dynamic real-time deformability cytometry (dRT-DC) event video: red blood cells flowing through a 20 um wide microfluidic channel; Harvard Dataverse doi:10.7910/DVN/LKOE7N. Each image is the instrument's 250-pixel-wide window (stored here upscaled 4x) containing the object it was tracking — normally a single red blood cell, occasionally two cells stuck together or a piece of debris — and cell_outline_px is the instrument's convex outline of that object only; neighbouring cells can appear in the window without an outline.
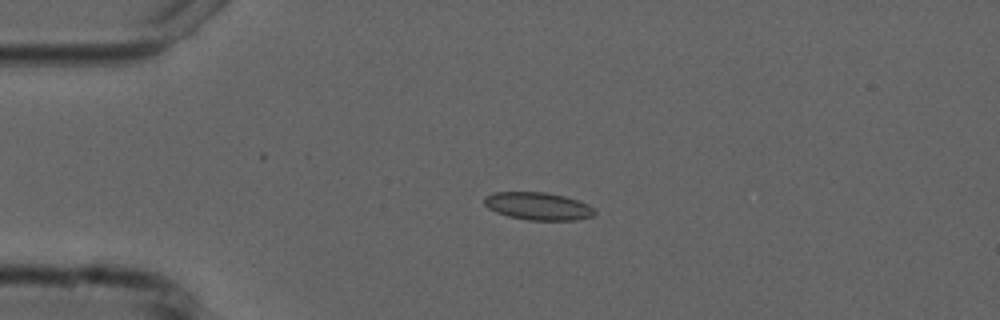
{"species": "common noctule bat (a hibernating species)", "species_latin": "Nyctalus noctula", "temperature_condition": "cold", "stored_images_in_passage": 4, "camera_frame_rate_fps": 3000, "um_per_image_px": 0.085, "animal": {"sex": "male", "forearm_length_mm": 52.5}, "frame": {"image": 1, "passage_image": 3, "time_ms": 2.333, "image_size_px": [1000, 320], "cell_outline_px": [[596, 212], [592, 216], [576, 220], [528, 220], [508, 216], [496, 212], [488, 208], [484, 204], [484, 196], [496, 192], [544, 192], [564, 196], [588, 204], [596, 208]], "centroid_in_image_um": [45.74, 17.52], "position_along_channel_um": 39.3, "area_um2": 17.8}}